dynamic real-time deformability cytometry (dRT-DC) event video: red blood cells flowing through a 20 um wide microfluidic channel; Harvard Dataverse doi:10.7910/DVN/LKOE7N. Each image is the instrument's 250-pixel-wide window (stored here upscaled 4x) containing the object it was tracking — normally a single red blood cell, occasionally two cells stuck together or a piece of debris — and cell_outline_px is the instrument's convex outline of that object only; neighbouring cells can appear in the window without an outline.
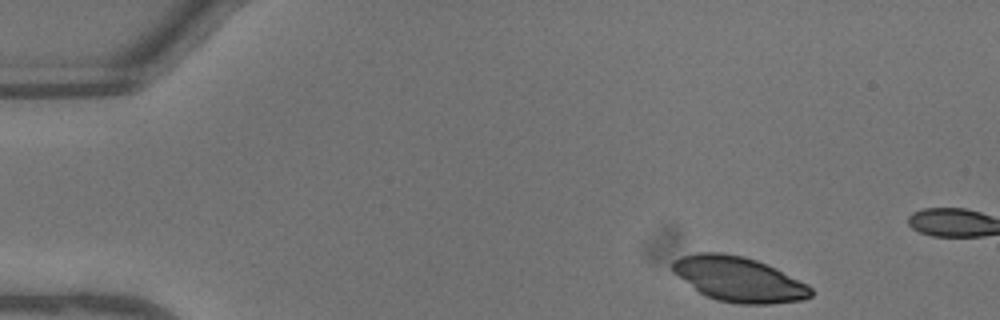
{"species": "common noctule bat (a hibernating species)", "species_latin": "Nyctalus noctula", "temperature_condition": "warm", "stored_images_in_passage": 10, "camera_frame_rate_fps": 3000, "um_per_image_px": 0.085, "animal": {"sex": "male", "body_mass_g": 13.3}, "frame": {"image": 1, "passage_image": 1, "time_ms": 0.0, "image_size_px": [1000, 320], "cell_outline_px": [[812, 296], [804, 300], [772, 304], [740, 304], [716, 300], [700, 292], [672, 272], [672, 260], [680, 256], [696, 252], [720, 252], [744, 256], [756, 260], [776, 268], [808, 284], [812, 288]], "centroid_in_image_um": [62.81, 23.73], "position_along_channel_um": 22.2, "area_um2": 36.36}}